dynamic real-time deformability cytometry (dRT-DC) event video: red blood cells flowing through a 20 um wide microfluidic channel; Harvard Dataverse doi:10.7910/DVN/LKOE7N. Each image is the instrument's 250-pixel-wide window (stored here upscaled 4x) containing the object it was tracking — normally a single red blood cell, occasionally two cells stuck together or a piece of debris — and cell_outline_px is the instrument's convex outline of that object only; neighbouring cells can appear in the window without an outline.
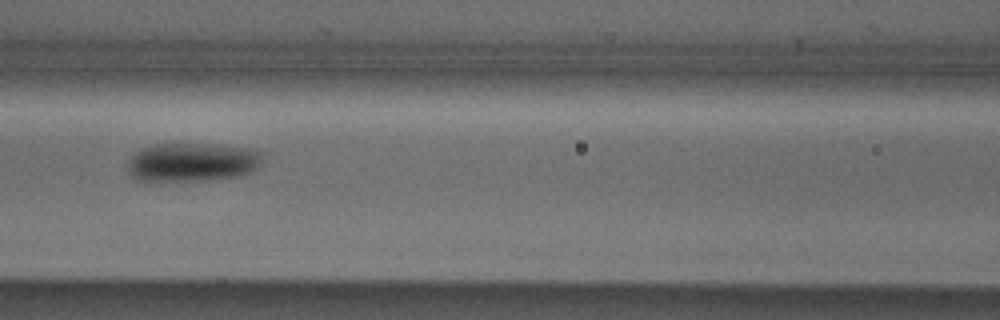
{"species": "Egyptian fruit bat (a non-hibernating species)", "species_latin": "Rousettus aegyptiacus", "temperature_condition": "cold", "stored_images_in_passage": 6, "camera_frame_rate_fps": 3000, "um_per_image_px": 0.085, "animal": {"sex": "male"}, "frame": {"image": 1, "passage_image": 6, "time_ms": 6.667, "image_size_px": [1000, 320], "cell_outline_px": [[264, 152], [260, 164], [252, 172], [236, 176], [204, 180], [136, 180], [128, 172], [128, 160], [132, 152], [140, 148], [152, 144], [216, 144], [248, 148]], "centroid_in_image_um": [16.31, 13.76], "position_along_channel_um": 150.3, "area_um2": 30.63}}